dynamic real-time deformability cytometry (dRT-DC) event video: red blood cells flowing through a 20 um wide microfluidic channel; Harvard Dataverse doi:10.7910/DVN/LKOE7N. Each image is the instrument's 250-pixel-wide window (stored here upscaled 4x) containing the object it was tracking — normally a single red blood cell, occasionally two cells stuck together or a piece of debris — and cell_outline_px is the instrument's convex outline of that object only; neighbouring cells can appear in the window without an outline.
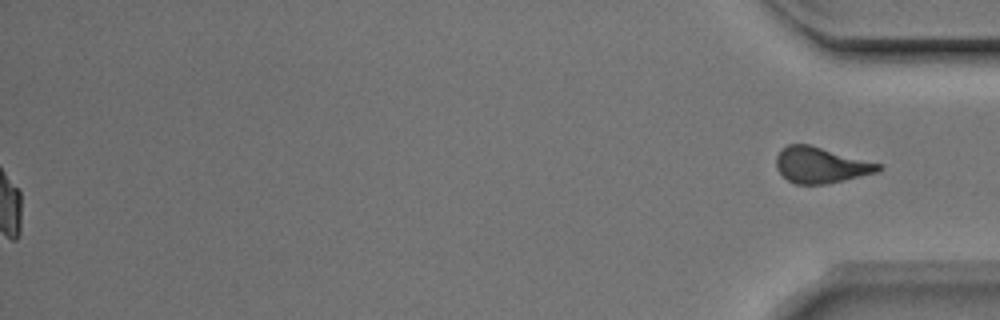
{"species": "Egyptian fruit bat (a non-hibernating species)", "species_latin": "Rousettus aegyptiacus", "temperature_condition": "room temperature", "stored_images_in_passage": 51, "segment_of_instrument_passage": [2, 2], "camera_frame_rate_fps": 3000, "um_per_image_px": 0.085, "animal": {"sex": "male"}, "frame": {"image": 1, "passage_image": 51, "time_ms": 16.667, "image_size_px": [1000, 320], "cell_outline_px": [[884, 168], [880, 172], [828, 184], [796, 184], [788, 180], [776, 168], [776, 156], [788, 144], [808, 144], [884, 164]], "centroid_in_image_um": [69.84, 14.04], "position_along_channel_um": 365.4, "area_um2": 21.56}}